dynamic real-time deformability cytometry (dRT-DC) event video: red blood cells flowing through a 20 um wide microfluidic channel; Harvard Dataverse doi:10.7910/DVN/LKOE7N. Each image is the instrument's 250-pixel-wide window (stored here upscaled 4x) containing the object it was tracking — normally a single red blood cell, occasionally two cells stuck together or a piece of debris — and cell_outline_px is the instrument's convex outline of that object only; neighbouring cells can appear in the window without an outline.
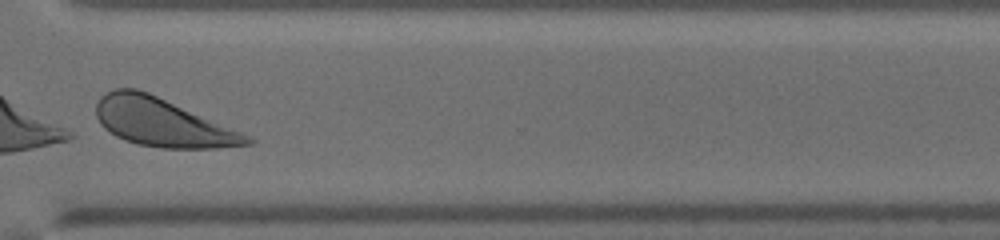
{"species": "human", "species_latin": "Homo sapiens", "temperature_condition": "warm", "stored_images_in_passage": 35, "camera_frame_rate_fps": 3000, "um_per_image_px": 0.085, "donor": {"sex": "male"}, "frame": {"image": 1, "passage_image": 27, "time_ms": 8.667, "image_size_px": [1000, 240], "cell_outline_px": [[256, 140], [252, 144], [216, 148], [160, 148], [136, 144], [124, 140], [116, 136], [104, 128], [100, 124], [96, 116], [96, 104], [100, 96], [112, 88], [136, 88], [148, 92], [240, 132]], "centroid_in_image_um": [13.73, 10.4], "position_along_channel_um": 356.9, "area_um2": 42.02}}